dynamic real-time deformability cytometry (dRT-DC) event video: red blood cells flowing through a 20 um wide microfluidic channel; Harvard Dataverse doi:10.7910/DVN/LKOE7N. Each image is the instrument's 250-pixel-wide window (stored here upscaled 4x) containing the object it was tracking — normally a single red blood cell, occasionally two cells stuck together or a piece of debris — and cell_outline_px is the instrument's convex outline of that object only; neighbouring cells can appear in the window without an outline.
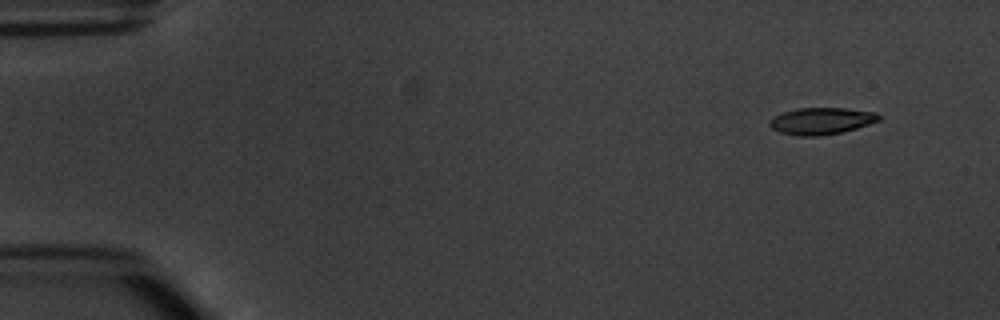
{"species": "common noctule bat (a hibernating species)", "species_latin": "Nyctalus noctula", "temperature_condition": "warm", "stored_images_in_passage": 5, "segment_of_instrument_passage": [2, 2], "camera_frame_rate_fps": 3000, "um_per_image_px": 0.085, "animal": {"sex": "male", "body_mass_g": 20.1, "forearm_length_mm": 53.5}, "frame": {"image": 1, "passage_image": 5, "time_ms": 4.667, "image_size_px": [1000, 320], "cell_outline_px": [[880, 120], [844, 132], [820, 136], [796, 136], [780, 132], [772, 128], [768, 124], [768, 120], [784, 112], [796, 108], [844, 108], [876, 112], [880, 116]], "centroid_in_image_um": [69.8, 10.29], "position_along_channel_um": 15.2, "area_um2": 17.11}}